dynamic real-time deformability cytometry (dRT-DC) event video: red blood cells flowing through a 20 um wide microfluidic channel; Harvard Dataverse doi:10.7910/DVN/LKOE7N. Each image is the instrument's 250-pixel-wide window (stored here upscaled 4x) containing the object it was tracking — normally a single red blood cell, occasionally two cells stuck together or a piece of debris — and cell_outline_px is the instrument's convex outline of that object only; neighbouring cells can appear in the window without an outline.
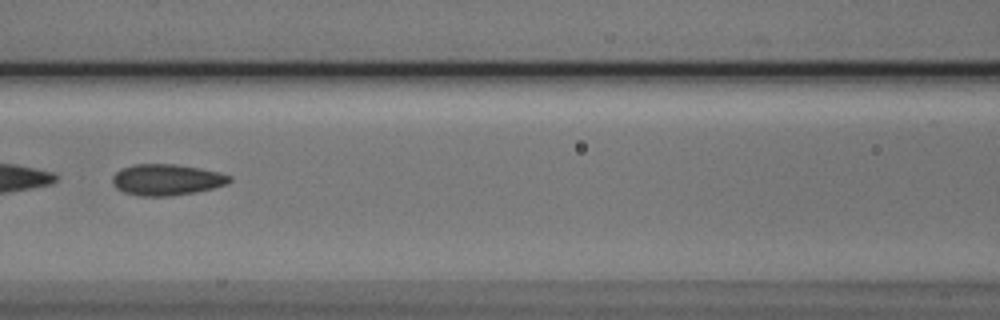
{"species": "Egyptian fruit bat (a non-hibernating species)", "species_latin": "Rousettus aegyptiacus", "temperature_condition": "cold", "stored_images_in_passage": 5, "camera_frame_rate_fps": 3000, "um_per_image_px": 0.085, "animal": {"sex": "male"}, "frame": {"image": 1, "passage_image": 5, "time_ms": 4.667, "image_size_px": [1000, 320], "cell_outline_px": [[232, 180], [228, 184], [196, 192], [168, 196], [140, 196], [124, 192], [116, 188], [112, 184], [112, 176], [120, 168], [132, 164], [176, 164], [200, 168], [220, 172], [232, 176]], "centroid_in_image_um": [14.16, 15.27], "position_along_channel_um": 152.4, "area_um2": 21.5}}